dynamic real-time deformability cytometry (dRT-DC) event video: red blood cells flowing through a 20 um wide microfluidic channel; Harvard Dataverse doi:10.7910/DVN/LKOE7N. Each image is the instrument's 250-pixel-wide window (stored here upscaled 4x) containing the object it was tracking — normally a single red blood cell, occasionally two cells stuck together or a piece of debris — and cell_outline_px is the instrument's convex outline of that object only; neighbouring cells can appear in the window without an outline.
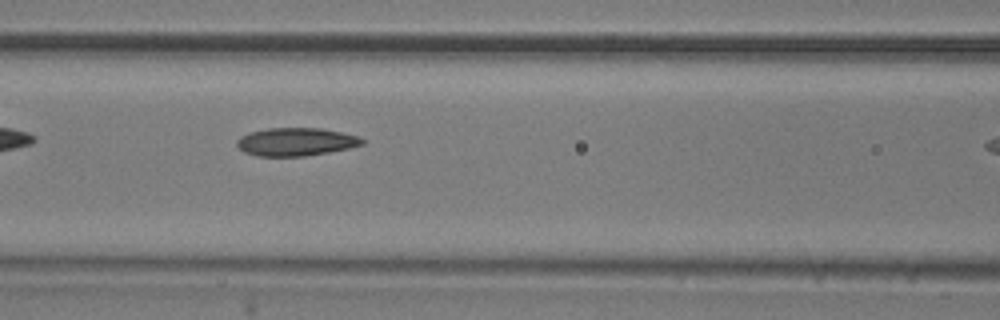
{"species": "common noctule bat (a hibernating species)", "species_latin": "Nyctalus noctula", "temperature_condition": "room temperature", "stored_images_in_passage": 11, "camera_frame_rate_fps": 3000, "um_per_image_px": 0.085, "animal": {"sex": "male", "body_mass_g": 20.5, "forearm_length_mm": 52.5}, "frame": {"image": 1, "passage_image": 7, "time_ms": 2.0, "image_size_px": [1000, 320], "cell_outline_px": [[364, 144], [348, 148], [328, 152], [304, 156], [256, 156], [244, 152], [236, 144], [236, 140], [240, 136], [252, 132], [268, 128], [320, 128], [360, 136], [364, 140]], "centroid_in_image_um": [25.15, 12.05], "position_along_channel_um": 141.5, "area_um2": 20.4}}
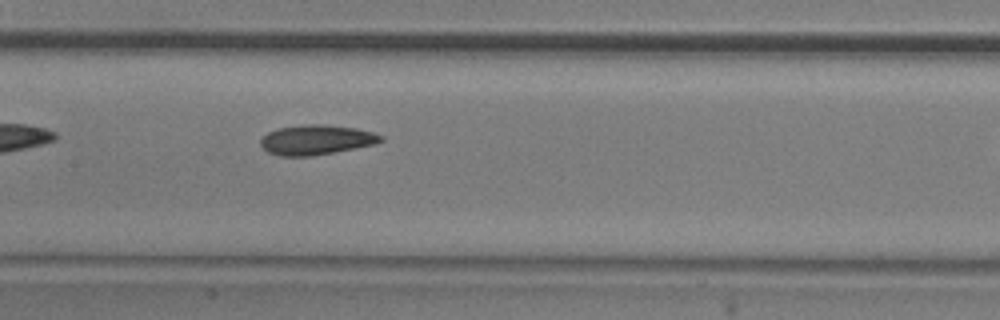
{"frame": {"image": 2, "passage_image": 10, "time_ms": 3.0, "image_size_px": [1000, 320], "cell_outline_px": [[384, 140], [376, 144], [332, 152], [308, 156], [280, 156], [268, 152], [260, 144], [260, 140], [268, 132], [276, 128], [308, 124], [320, 124], [356, 128], [372, 132], [384, 136]], "centroid_in_image_um": [26.88, 11.88], "position_along_channel_um": 180.5, "area_um2": 20.75}}